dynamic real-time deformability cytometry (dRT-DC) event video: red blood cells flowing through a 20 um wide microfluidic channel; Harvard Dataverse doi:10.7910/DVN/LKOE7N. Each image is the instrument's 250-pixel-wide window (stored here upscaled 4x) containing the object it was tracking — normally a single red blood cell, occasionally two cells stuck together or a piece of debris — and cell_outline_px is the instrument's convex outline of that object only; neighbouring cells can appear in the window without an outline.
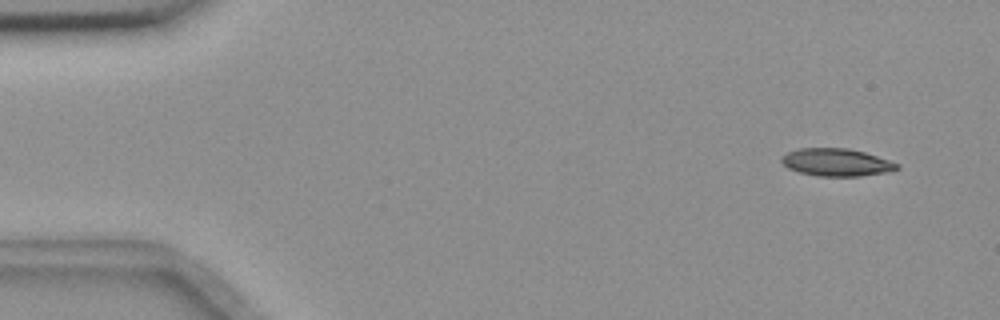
{"species": "common noctule bat (a hibernating species)", "species_latin": "Nyctalus noctula", "temperature_condition": "room temperature", "stored_images_in_passage": 53, "camera_frame_rate_fps": 3000, "um_per_image_px": 0.085, "animal": {"sex": "female", "body_mass_g": 18.4}, "frame": {"image": 1, "passage_image": 2, "time_ms": 0.333, "image_size_px": [1000, 320], "cell_outline_px": [[900, 168], [888, 172], [860, 176], [816, 176], [800, 172], [788, 168], [780, 160], [788, 152], [800, 148], [848, 148], [864, 152], [900, 164]], "centroid_in_image_um": [71.12, 13.8], "position_along_channel_um": 13.9, "area_um2": 18.44}}
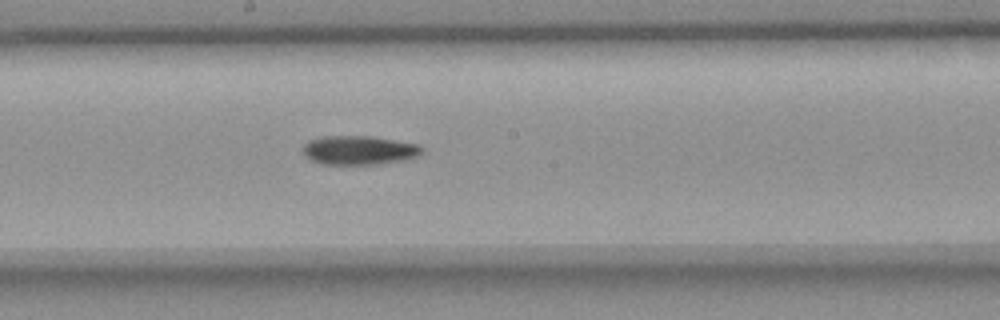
{"frame": {"image": 2, "passage_image": 28, "time_ms": 9.0, "image_size_px": [1000, 320], "cell_outline_px": [[424, 152], [420, 156], [404, 160], [380, 164], [324, 164], [312, 160], [304, 156], [304, 144], [308, 140], [320, 136], [368, 136], [420, 144], [424, 148]], "centroid_in_image_um": [30.56, 12.76], "position_along_channel_um": 217.6, "area_um2": 20.29}}
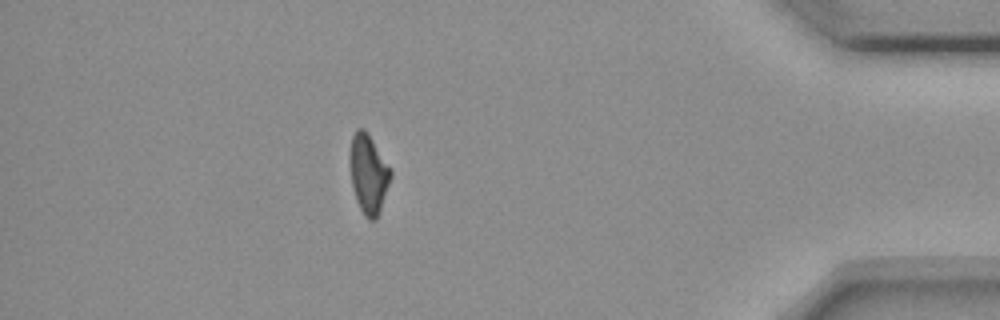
{"frame": {"image": 3, "passage_image": 47, "time_ms": 15.333, "image_size_px": [1000, 320], "cell_outline_px": [[392, 176], [380, 212], [376, 220], [368, 220], [364, 216], [356, 200], [352, 184], [348, 160], [352, 136], [356, 128], [364, 128], [392, 168]], "centroid_in_image_um": [31.32, 14.78], "position_along_channel_um": 403.9, "area_um2": 19.19}, "authors_computed_cell_mechanics": {"area_um2": 19.363, "velocity_mm_per_s": 3.656, "shape_relaxation_time_tau1_ms": 11.2569, "shape_relaxation_time_tau2_ms": null, "deformation_change_tau1": 0.23, "deformation_change_tau2": null}}